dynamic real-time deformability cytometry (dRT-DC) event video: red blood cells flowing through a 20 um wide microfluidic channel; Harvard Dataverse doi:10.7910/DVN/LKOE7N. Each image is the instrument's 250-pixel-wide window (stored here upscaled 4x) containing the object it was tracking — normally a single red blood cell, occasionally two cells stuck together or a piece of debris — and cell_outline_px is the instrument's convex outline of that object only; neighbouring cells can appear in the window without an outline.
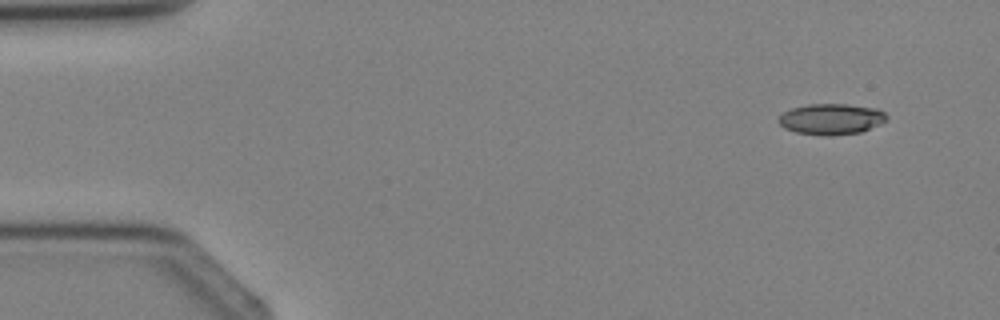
{"species": "Egyptian fruit bat (a non-hibernating species)", "species_latin": "Rousettus aegyptiacus", "temperature_condition": "cold", "stored_images_in_passage": 3, "camera_frame_rate_fps": 3000, "um_per_image_px": 0.085, "animal": {"sex": "female"}, "frame": {"image": 1, "passage_image": 3, "time_ms": 3.0, "image_size_px": [1000, 320], "cell_outline_px": [[888, 120], [880, 124], [860, 132], [820, 136], [796, 132], [784, 128], [776, 120], [784, 112], [792, 108], [808, 104], [848, 104], [876, 108], [884, 112], [888, 116]], "centroid_in_image_um": [70.65, 10.11], "position_along_channel_um": 14.3, "area_um2": 19.48}}